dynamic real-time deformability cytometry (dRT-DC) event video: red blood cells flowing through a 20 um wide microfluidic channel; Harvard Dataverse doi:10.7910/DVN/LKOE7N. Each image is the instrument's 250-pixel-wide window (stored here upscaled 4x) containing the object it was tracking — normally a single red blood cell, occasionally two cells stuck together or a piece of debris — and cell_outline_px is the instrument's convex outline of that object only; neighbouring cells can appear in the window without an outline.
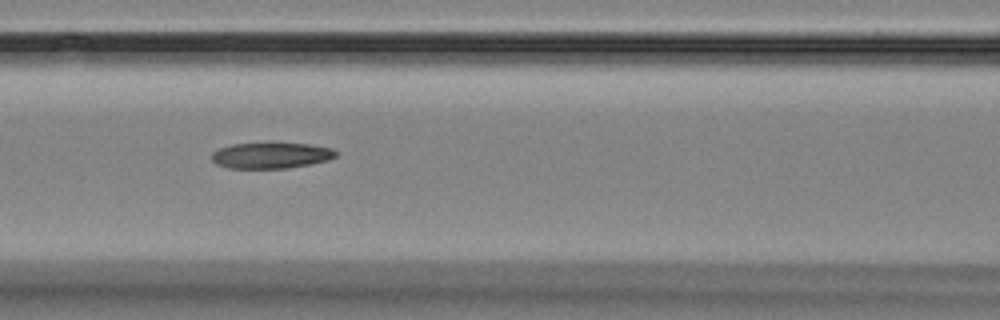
{"species": "Egyptian fruit bat (a non-hibernating species)", "species_latin": "Rousettus aegyptiacus", "temperature_condition": "room temperature", "stored_images_in_passage": 6, "camera_frame_rate_fps": 3000, "um_per_image_px": 0.085, "animal": {"sex": "female"}, "frame": {"image": 1, "passage_image": 6, "time_ms": 7.0, "image_size_px": [1000, 320], "cell_outline_px": [[336, 156], [328, 160], [288, 168], [228, 168], [216, 164], [212, 160], [212, 152], [220, 148], [232, 144], [308, 144], [332, 148], [336, 152]], "centroid_in_image_um": [23.01, 13.22], "position_along_channel_um": 143.6, "area_um2": 18.38}}